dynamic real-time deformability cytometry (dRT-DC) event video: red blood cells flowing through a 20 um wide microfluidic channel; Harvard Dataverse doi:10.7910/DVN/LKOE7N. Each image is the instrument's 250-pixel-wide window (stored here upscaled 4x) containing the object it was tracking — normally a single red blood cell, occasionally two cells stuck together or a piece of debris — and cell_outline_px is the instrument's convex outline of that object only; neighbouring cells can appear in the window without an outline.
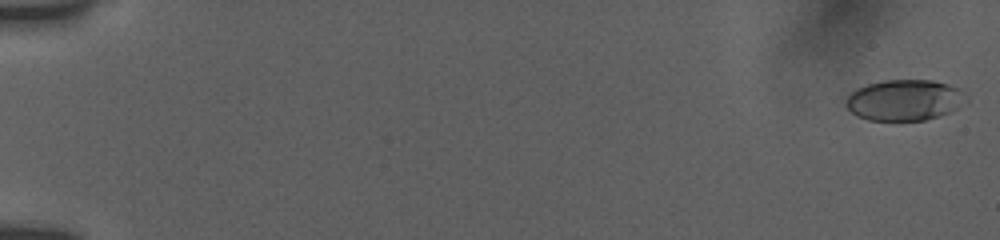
{"species": "human", "species_latin": "Homo sapiens", "temperature_condition": "room temperature", "stored_images_in_passage": 55, "camera_frame_rate_fps": 3000, "um_per_image_px": 0.085, "donor": {"sex": "female"}, "frame": {"image": 1, "passage_image": 1, "time_ms": 0.0, "image_size_px": [1000, 240], "cell_outline_px": [[968, 104], [940, 116], [924, 120], [868, 120], [856, 116], [844, 104], [848, 96], [856, 88], [868, 84], [884, 80], [932, 80], [948, 84], [964, 92], [968, 96]], "centroid_in_image_um": [76.93, 8.51], "position_along_channel_um": 8.1, "area_um2": 28.96}}
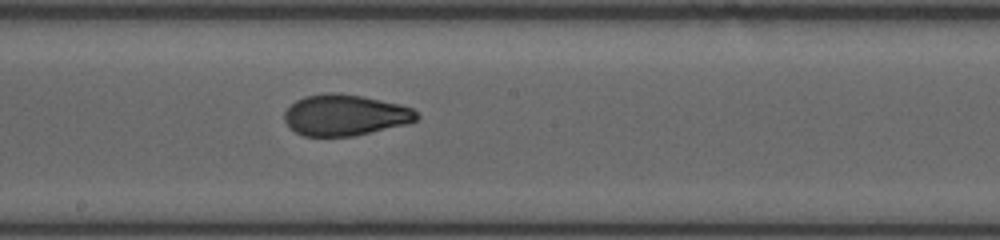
{"frame": {"image": 2, "passage_image": 32, "time_ms": 10.333, "image_size_px": [1000, 240], "cell_outline_px": [[420, 116], [416, 120], [408, 124], [352, 136], [304, 136], [296, 132], [284, 120], [284, 112], [296, 100], [304, 96], [328, 92], [340, 92], [364, 96], [400, 104], [412, 108]], "centroid_in_image_um": [29.35, 9.77], "position_along_channel_um": 218.9, "area_um2": 31.79}}
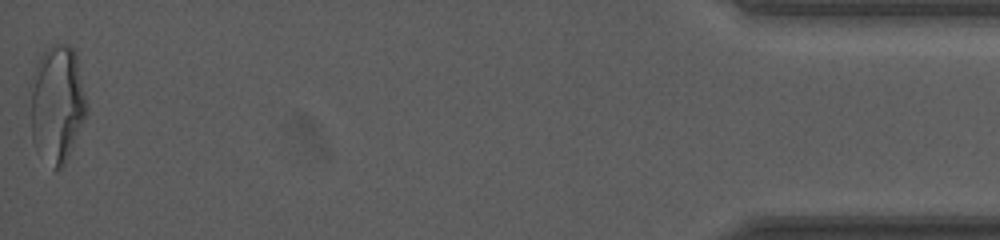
{"frame": {"image": 3, "passage_image": 55, "time_ms": 18.0, "image_size_px": [1000, 240], "cell_outline_px": [[88, 112], [68, 156], [64, 164], [60, 168], [52, 168], [32, 140], [32, 92], [36, 68], [40, 56], [52, 44], [68, 44], [76, 52], [88, 108]], "centroid_in_image_um": [4.9, 8.81], "position_along_channel_um": 430.3, "area_um2": 37.51}, "authors_computed_cell_mechanics": {"area_um2": 31.501, "velocity_mm_per_s": 3.8579, "shape_relaxation_time_tau1_ms": 6.5108, "shape_relaxation_time_tau2_ms": 1.1043, "deformation_change_tau1": 0.2016, "deformation_change_tau2": 0.0594}}